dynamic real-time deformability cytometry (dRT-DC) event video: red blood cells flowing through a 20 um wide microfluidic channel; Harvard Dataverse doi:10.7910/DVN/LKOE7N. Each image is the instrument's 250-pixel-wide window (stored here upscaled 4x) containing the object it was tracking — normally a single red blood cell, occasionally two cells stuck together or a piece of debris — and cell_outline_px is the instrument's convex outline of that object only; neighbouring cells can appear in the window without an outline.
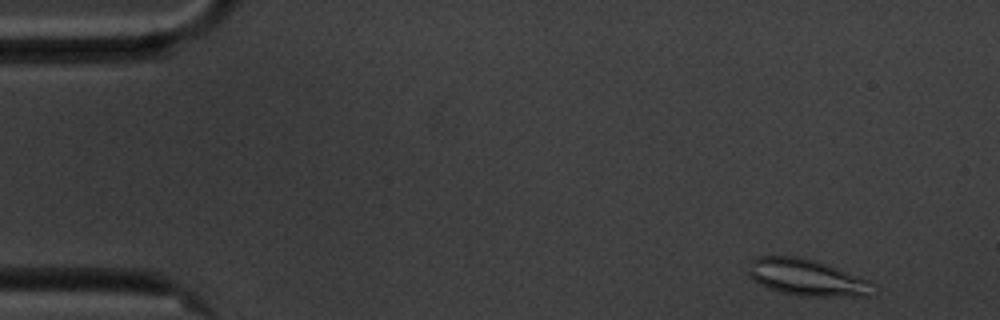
{"species": "common noctule bat (a hibernating species)", "species_latin": "Nyctalus noctula", "temperature_condition": "cold", "stored_images_in_passage": 55, "camera_frame_rate_fps": 3000, "um_per_image_px": 0.085, "animal": {"sex": "male", "body_mass_g": 20.1, "forearm_length_mm": 53.5}, "frame": {"image": 1, "passage_image": 3, "time_ms": 0.667, "image_size_px": [1000, 320], "cell_outline_px": [[872, 296], [800, 296], [780, 292], [760, 284], [748, 276], [744, 272], [752, 260], [760, 256], [800, 256], [816, 260], [868, 280], [872, 284]], "centroid_in_image_um": [68.52, 23.58], "position_along_channel_um": 16.5, "area_um2": 26.59}}
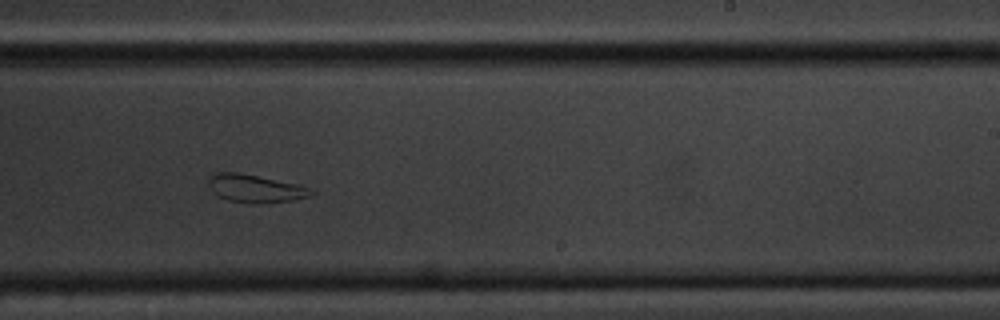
{"frame": {"image": 2, "passage_image": 33, "time_ms": 10.667, "image_size_px": [1000, 320], "cell_outline_px": [[316, 192], [308, 196], [292, 200], [252, 204], [248, 204], [228, 200], [216, 196], [208, 184], [208, 180], [212, 172], [236, 172], [300, 184]], "centroid_in_image_um": [21.65, 16.02], "position_along_channel_um": 267.3, "area_um2": 16.76}}
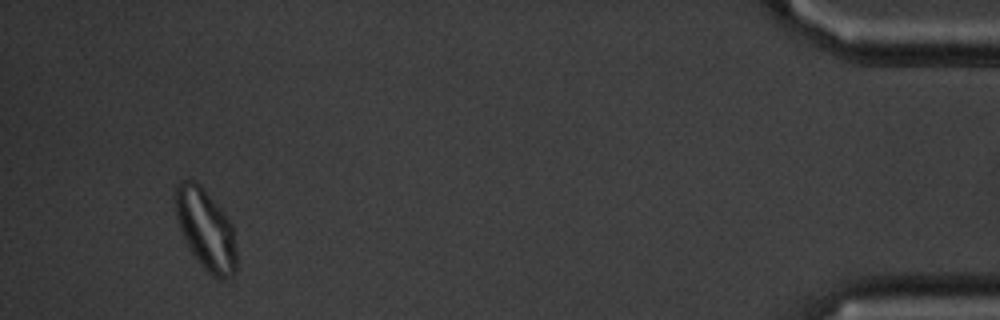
{"frame": {"image": 3, "passage_image": 52, "time_ms": 17.0, "image_size_px": [1000, 320], "cell_outline_px": [[236, 268], [232, 276], [224, 280], [220, 280], [212, 276], [196, 260], [180, 232], [176, 216], [172, 196], [176, 188], [184, 180], [196, 180], [200, 184], [232, 224], [236, 252]], "centroid_in_image_um": [17.46, 19.52], "position_along_channel_um": 417.7, "area_um2": 28.84}}